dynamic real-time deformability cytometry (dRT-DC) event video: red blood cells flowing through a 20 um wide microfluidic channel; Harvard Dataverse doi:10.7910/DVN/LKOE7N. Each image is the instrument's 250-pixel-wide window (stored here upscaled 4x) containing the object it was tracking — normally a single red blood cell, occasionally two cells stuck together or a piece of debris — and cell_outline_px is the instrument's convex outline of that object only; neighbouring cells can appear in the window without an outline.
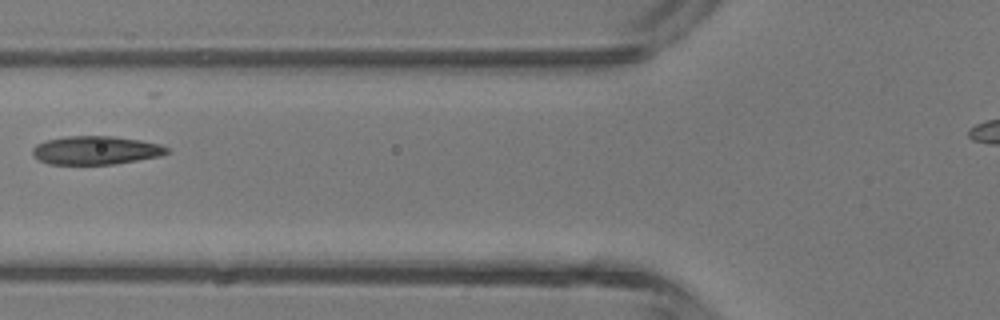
{"species": "common noctule bat (a hibernating species)", "species_latin": "Nyctalus noctula", "temperature_condition": "room temperature", "stored_images_in_passage": 6, "camera_frame_rate_fps": 3000, "um_per_image_px": 0.085, "animal": {"sex": "male", "body_mass_g": 13.3}, "frame": {"image": 1, "passage_image": 5, "time_ms": 5.667, "image_size_px": [1000, 320], "cell_outline_px": [[168, 152], [160, 156], [116, 164], [48, 164], [40, 160], [32, 152], [32, 148], [36, 144], [48, 140], [68, 136], [112, 136], [140, 140], [160, 144], [168, 148]], "centroid_in_image_um": [8.16, 12.77], "position_along_channel_um": 117.6, "area_um2": 22.14}}